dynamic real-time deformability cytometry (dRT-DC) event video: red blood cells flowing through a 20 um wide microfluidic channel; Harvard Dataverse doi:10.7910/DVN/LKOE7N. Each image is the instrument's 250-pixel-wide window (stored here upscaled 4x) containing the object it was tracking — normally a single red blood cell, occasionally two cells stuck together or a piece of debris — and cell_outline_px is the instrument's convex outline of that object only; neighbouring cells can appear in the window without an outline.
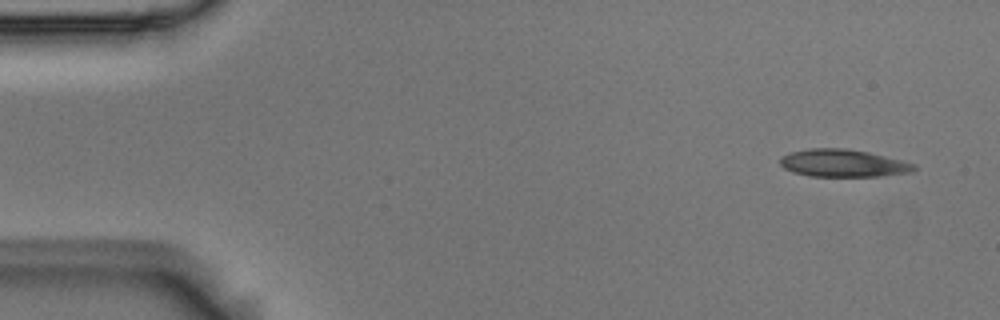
{"species": "Egyptian fruit bat (a non-hibernating species)", "species_latin": "Rousettus aegyptiacus", "temperature_condition": "room temperature", "stored_images_in_passage": 3, "camera_frame_rate_fps": 3000, "um_per_image_px": 0.085, "animal": {"sex": "male"}, "frame": {"image": 1, "passage_image": 1, "time_ms": 0.0, "image_size_px": [1000, 320], "cell_outline_px": [[916, 168], [912, 172], [880, 176], [808, 176], [792, 172], [784, 168], [780, 164], [780, 156], [792, 152], [808, 148], [848, 148], [868, 152], [916, 164]], "centroid_in_image_um": [71.63, 13.87], "position_along_channel_um": 13.4, "area_um2": 21.5}}
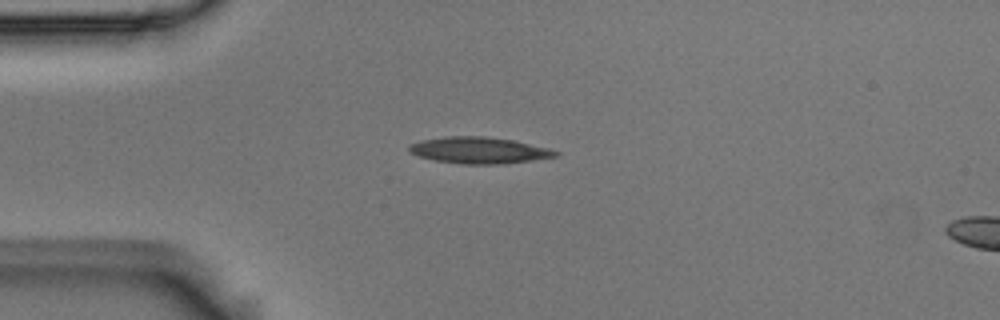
{"frame": {"image": 2, "passage_image": 3, "time_ms": 0.667, "image_size_px": [1000, 320], "cell_outline_px": [[560, 152], [556, 156], [532, 160], [504, 164], [464, 164], [436, 160], [420, 156], [408, 152], [408, 144], [420, 140], [444, 136], [484, 136], [512, 140], [548, 148]], "centroid_in_image_um": [40.67, 12.77], "position_along_channel_um": 44.3, "area_um2": 22.48}}